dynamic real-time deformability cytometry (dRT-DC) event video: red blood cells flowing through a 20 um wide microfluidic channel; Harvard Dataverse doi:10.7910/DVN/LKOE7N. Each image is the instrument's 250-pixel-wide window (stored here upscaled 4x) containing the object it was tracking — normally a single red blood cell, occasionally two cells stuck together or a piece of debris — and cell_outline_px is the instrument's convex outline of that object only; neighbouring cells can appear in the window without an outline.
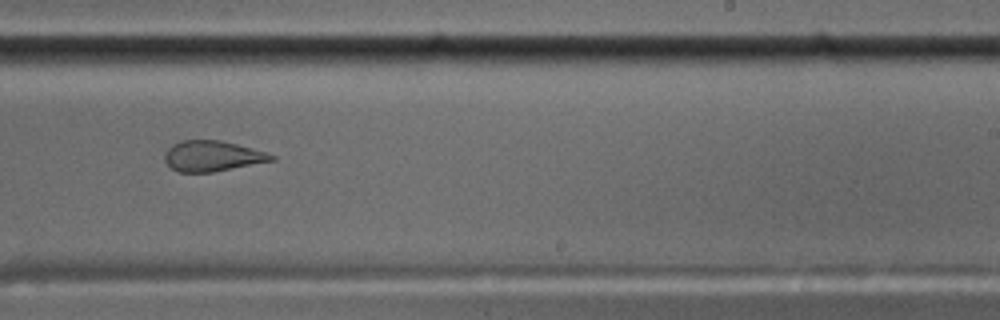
{"species": "common noctule bat (a hibernating species)", "species_latin": "Nyctalus noctula", "temperature_condition": "cold", "stored_images_in_passage": 57, "camera_frame_rate_fps": 3000, "um_per_image_px": 0.085, "animal": {"sex": "male", "body_mass_g": 17.5, "forearm_length_mm": 52.3}, "frame": {"image": 1, "passage_image": 36, "time_ms": 11.667, "image_size_px": [1000, 320], "cell_outline_px": [[276, 160], [212, 172], [180, 172], [172, 168], [164, 160], [164, 152], [172, 144], [180, 140], [220, 140], [268, 152], [276, 156]], "centroid_in_image_um": [18.05, 13.26], "position_along_channel_um": 270.9, "area_um2": 19.07}}
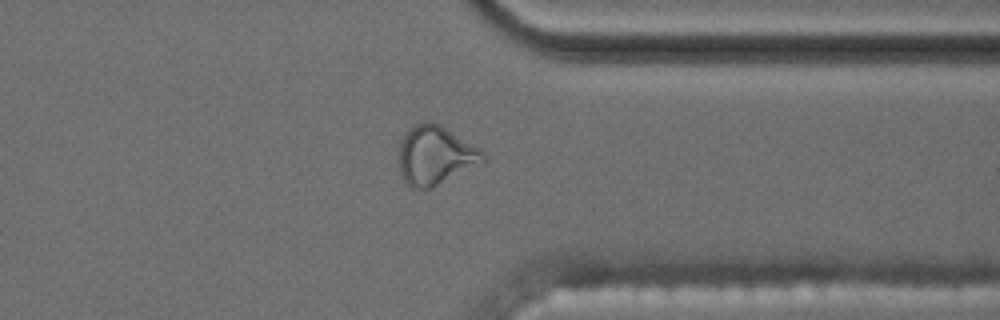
{"frame": {"image": 2, "passage_image": 45, "time_ms": 14.667, "image_size_px": [1000, 320], "cell_outline_px": [[488, 160], [484, 164], [432, 188], [412, 188], [404, 180], [400, 172], [396, 160], [400, 144], [408, 128], [424, 120], [428, 120], [440, 124], [480, 148], [484, 152]], "centroid_in_image_um": [37.03, 13.21], "position_along_channel_um": 374.4, "area_um2": 29.71}}
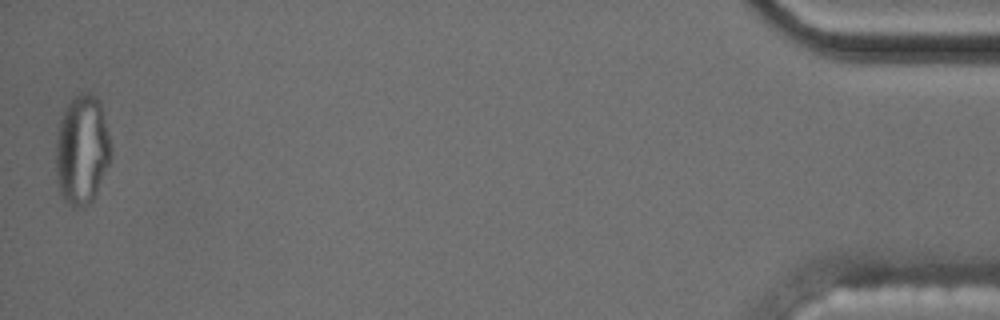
{"frame": {"image": 3, "passage_image": 57, "time_ms": 18.667, "image_size_px": [1000, 320], "cell_outline_px": [[112, 156], [96, 196], [88, 204], [76, 208], [72, 208], [60, 196], [56, 172], [56, 140], [60, 120], [68, 104], [80, 92], [88, 92], [96, 96], [100, 104], [112, 148]], "centroid_in_image_um": [6.97, 12.79], "position_along_channel_um": 428.2, "area_um2": 35.32}, "authors_computed_cell_mechanics": {"area_um2": 19.941, "velocity_mm_per_s": 3.5188, "shape_relaxation_time_tau1_ms": null, "shape_relaxation_time_tau2_ms": 2.3031, "deformation_change_tau1": null, "deformation_change_tau2": 0.1084}}